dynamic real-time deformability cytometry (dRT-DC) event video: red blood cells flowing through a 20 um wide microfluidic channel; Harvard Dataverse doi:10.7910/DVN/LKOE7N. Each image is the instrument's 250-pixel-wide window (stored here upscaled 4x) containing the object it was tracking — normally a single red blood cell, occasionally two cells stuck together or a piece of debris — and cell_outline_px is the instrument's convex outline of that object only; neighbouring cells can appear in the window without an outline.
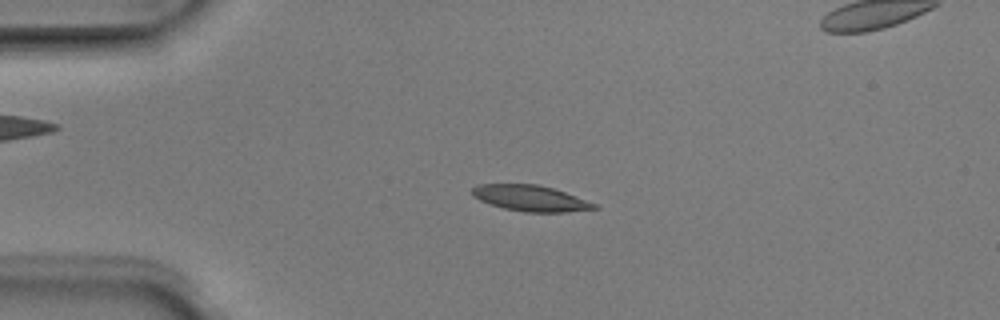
{"species": "Egyptian fruit bat (a non-hibernating species)", "species_latin": "Rousettus aegyptiacus", "temperature_condition": "room temperature", "stored_images_in_passage": 5, "segment_of_instrument_passage": [1, 2], "camera_frame_rate_fps": 3000, "um_per_image_px": 0.085, "animal": {"sex": "male"}, "frame": {"image": 1, "passage_image": 4, "time_ms": 1.0, "image_size_px": [1000, 320], "cell_outline_px": [[600, 208], [568, 212], [524, 212], [504, 208], [488, 204], [472, 196], [472, 188], [476, 184], [540, 184], [564, 192], [596, 204]], "centroid_in_image_um": [45.05, 16.85], "position_along_channel_um": 39.9, "area_um2": 18.44}}